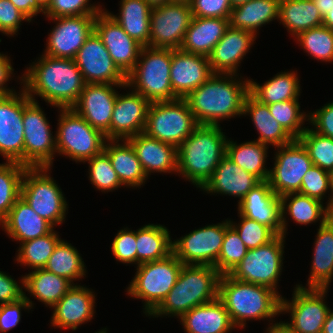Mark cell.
Wrapping results in <instances>:
<instances>
[{
    "mask_svg": "<svg viewBox=\"0 0 333 333\" xmlns=\"http://www.w3.org/2000/svg\"><path fill=\"white\" fill-rule=\"evenodd\" d=\"M39 56L18 76L19 84L33 101L40 97L50 107L72 108L86 85L75 60Z\"/></svg>",
    "mask_w": 333,
    "mask_h": 333,
    "instance_id": "6da1fadb",
    "label": "cell"
},
{
    "mask_svg": "<svg viewBox=\"0 0 333 333\" xmlns=\"http://www.w3.org/2000/svg\"><path fill=\"white\" fill-rule=\"evenodd\" d=\"M248 94V77L213 73L184 99L199 125H221L224 120L242 116Z\"/></svg>",
    "mask_w": 333,
    "mask_h": 333,
    "instance_id": "7a4b0ae2",
    "label": "cell"
},
{
    "mask_svg": "<svg viewBox=\"0 0 333 333\" xmlns=\"http://www.w3.org/2000/svg\"><path fill=\"white\" fill-rule=\"evenodd\" d=\"M218 299L224 304L233 325L245 329L246 321L268 320L281 315V296L271 288L247 283L223 274L219 281Z\"/></svg>",
    "mask_w": 333,
    "mask_h": 333,
    "instance_id": "3957f363",
    "label": "cell"
},
{
    "mask_svg": "<svg viewBox=\"0 0 333 333\" xmlns=\"http://www.w3.org/2000/svg\"><path fill=\"white\" fill-rule=\"evenodd\" d=\"M225 134L221 125H198L177 148L178 176L200 190L226 156Z\"/></svg>",
    "mask_w": 333,
    "mask_h": 333,
    "instance_id": "277c9868",
    "label": "cell"
},
{
    "mask_svg": "<svg viewBox=\"0 0 333 333\" xmlns=\"http://www.w3.org/2000/svg\"><path fill=\"white\" fill-rule=\"evenodd\" d=\"M221 275L214 266L183 264L175 285L150 318L180 319L192 308L216 300Z\"/></svg>",
    "mask_w": 333,
    "mask_h": 333,
    "instance_id": "5b68a950",
    "label": "cell"
},
{
    "mask_svg": "<svg viewBox=\"0 0 333 333\" xmlns=\"http://www.w3.org/2000/svg\"><path fill=\"white\" fill-rule=\"evenodd\" d=\"M171 62L172 49L142 47L134 69L126 76V85L149 102L178 99L171 86Z\"/></svg>",
    "mask_w": 333,
    "mask_h": 333,
    "instance_id": "8992f818",
    "label": "cell"
},
{
    "mask_svg": "<svg viewBox=\"0 0 333 333\" xmlns=\"http://www.w3.org/2000/svg\"><path fill=\"white\" fill-rule=\"evenodd\" d=\"M183 263L173 254L136 267L135 276L126 288L130 298L142 300L146 317L162 303L175 285Z\"/></svg>",
    "mask_w": 333,
    "mask_h": 333,
    "instance_id": "52a82bcc",
    "label": "cell"
},
{
    "mask_svg": "<svg viewBox=\"0 0 333 333\" xmlns=\"http://www.w3.org/2000/svg\"><path fill=\"white\" fill-rule=\"evenodd\" d=\"M58 113L55 132L57 155L84 164L104 150L106 136L73 108H58Z\"/></svg>",
    "mask_w": 333,
    "mask_h": 333,
    "instance_id": "ba28073f",
    "label": "cell"
},
{
    "mask_svg": "<svg viewBox=\"0 0 333 333\" xmlns=\"http://www.w3.org/2000/svg\"><path fill=\"white\" fill-rule=\"evenodd\" d=\"M51 169L27 167L22 177L21 197L55 228L65 222L69 206L60 185L51 177Z\"/></svg>",
    "mask_w": 333,
    "mask_h": 333,
    "instance_id": "9c48e42d",
    "label": "cell"
},
{
    "mask_svg": "<svg viewBox=\"0 0 333 333\" xmlns=\"http://www.w3.org/2000/svg\"><path fill=\"white\" fill-rule=\"evenodd\" d=\"M198 125L187 101L178 98L150 102L143 132L149 137L178 148Z\"/></svg>",
    "mask_w": 333,
    "mask_h": 333,
    "instance_id": "30bf717a",
    "label": "cell"
},
{
    "mask_svg": "<svg viewBox=\"0 0 333 333\" xmlns=\"http://www.w3.org/2000/svg\"><path fill=\"white\" fill-rule=\"evenodd\" d=\"M46 115L23 89L24 165L27 167L53 168L57 156L56 134H52Z\"/></svg>",
    "mask_w": 333,
    "mask_h": 333,
    "instance_id": "8fae6325",
    "label": "cell"
},
{
    "mask_svg": "<svg viewBox=\"0 0 333 333\" xmlns=\"http://www.w3.org/2000/svg\"><path fill=\"white\" fill-rule=\"evenodd\" d=\"M285 238L283 234L277 235L269 243L247 250L229 275L239 281L267 286L282 297L278 287L284 266Z\"/></svg>",
    "mask_w": 333,
    "mask_h": 333,
    "instance_id": "7c38bea8",
    "label": "cell"
},
{
    "mask_svg": "<svg viewBox=\"0 0 333 333\" xmlns=\"http://www.w3.org/2000/svg\"><path fill=\"white\" fill-rule=\"evenodd\" d=\"M329 288H302L295 286L292 299L281 297V314L290 315L282 321L293 333H322L330 311L326 301Z\"/></svg>",
    "mask_w": 333,
    "mask_h": 333,
    "instance_id": "4fadbf2b",
    "label": "cell"
},
{
    "mask_svg": "<svg viewBox=\"0 0 333 333\" xmlns=\"http://www.w3.org/2000/svg\"><path fill=\"white\" fill-rule=\"evenodd\" d=\"M274 149L275 161L267 179L271 189L279 197L299 192L304 175L313 166L307 150L298 139Z\"/></svg>",
    "mask_w": 333,
    "mask_h": 333,
    "instance_id": "5bb4252c",
    "label": "cell"
},
{
    "mask_svg": "<svg viewBox=\"0 0 333 333\" xmlns=\"http://www.w3.org/2000/svg\"><path fill=\"white\" fill-rule=\"evenodd\" d=\"M225 220L199 227L173 239L172 253L185 265L214 266L221 252Z\"/></svg>",
    "mask_w": 333,
    "mask_h": 333,
    "instance_id": "9a60e30c",
    "label": "cell"
},
{
    "mask_svg": "<svg viewBox=\"0 0 333 333\" xmlns=\"http://www.w3.org/2000/svg\"><path fill=\"white\" fill-rule=\"evenodd\" d=\"M192 19L190 5L167 3L151 9L149 47L180 49Z\"/></svg>",
    "mask_w": 333,
    "mask_h": 333,
    "instance_id": "2e32d148",
    "label": "cell"
},
{
    "mask_svg": "<svg viewBox=\"0 0 333 333\" xmlns=\"http://www.w3.org/2000/svg\"><path fill=\"white\" fill-rule=\"evenodd\" d=\"M96 15L49 18L54 24L48 33L42 54L52 57L74 59L86 39L95 30Z\"/></svg>",
    "mask_w": 333,
    "mask_h": 333,
    "instance_id": "e0dca14e",
    "label": "cell"
},
{
    "mask_svg": "<svg viewBox=\"0 0 333 333\" xmlns=\"http://www.w3.org/2000/svg\"><path fill=\"white\" fill-rule=\"evenodd\" d=\"M19 89L0 96V155L24 165L23 87Z\"/></svg>",
    "mask_w": 333,
    "mask_h": 333,
    "instance_id": "ac0fdd59",
    "label": "cell"
},
{
    "mask_svg": "<svg viewBox=\"0 0 333 333\" xmlns=\"http://www.w3.org/2000/svg\"><path fill=\"white\" fill-rule=\"evenodd\" d=\"M74 60L86 84H126V76L114 64L95 30L86 39Z\"/></svg>",
    "mask_w": 333,
    "mask_h": 333,
    "instance_id": "d6986e66",
    "label": "cell"
},
{
    "mask_svg": "<svg viewBox=\"0 0 333 333\" xmlns=\"http://www.w3.org/2000/svg\"><path fill=\"white\" fill-rule=\"evenodd\" d=\"M119 88L126 90L128 86L126 84H86L77 103L72 107L107 139H110V122Z\"/></svg>",
    "mask_w": 333,
    "mask_h": 333,
    "instance_id": "ffe728a7",
    "label": "cell"
},
{
    "mask_svg": "<svg viewBox=\"0 0 333 333\" xmlns=\"http://www.w3.org/2000/svg\"><path fill=\"white\" fill-rule=\"evenodd\" d=\"M95 31L114 64L127 76L134 69L143 46L131 38L105 9L96 15Z\"/></svg>",
    "mask_w": 333,
    "mask_h": 333,
    "instance_id": "44dd1931",
    "label": "cell"
},
{
    "mask_svg": "<svg viewBox=\"0 0 333 333\" xmlns=\"http://www.w3.org/2000/svg\"><path fill=\"white\" fill-rule=\"evenodd\" d=\"M84 285H73L51 308L50 326L75 331L82 324L91 322L96 313V295Z\"/></svg>",
    "mask_w": 333,
    "mask_h": 333,
    "instance_id": "7402d4cb",
    "label": "cell"
},
{
    "mask_svg": "<svg viewBox=\"0 0 333 333\" xmlns=\"http://www.w3.org/2000/svg\"><path fill=\"white\" fill-rule=\"evenodd\" d=\"M128 88L127 93L118 92L110 122V139L127 140L145 129L150 102Z\"/></svg>",
    "mask_w": 333,
    "mask_h": 333,
    "instance_id": "603a6c76",
    "label": "cell"
},
{
    "mask_svg": "<svg viewBox=\"0 0 333 333\" xmlns=\"http://www.w3.org/2000/svg\"><path fill=\"white\" fill-rule=\"evenodd\" d=\"M256 38L257 36L251 32L229 26L209 56L212 72L240 75L238 68L241 61L250 52L251 47H254Z\"/></svg>",
    "mask_w": 333,
    "mask_h": 333,
    "instance_id": "cb8c5ba5",
    "label": "cell"
},
{
    "mask_svg": "<svg viewBox=\"0 0 333 333\" xmlns=\"http://www.w3.org/2000/svg\"><path fill=\"white\" fill-rule=\"evenodd\" d=\"M238 214L269 227L276 235L282 234L281 198L261 181L237 203Z\"/></svg>",
    "mask_w": 333,
    "mask_h": 333,
    "instance_id": "d4e9b609",
    "label": "cell"
},
{
    "mask_svg": "<svg viewBox=\"0 0 333 333\" xmlns=\"http://www.w3.org/2000/svg\"><path fill=\"white\" fill-rule=\"evenodd\" d=\"M213 74L209 57L172 49L170 80L174 94L185 98Z\"/></svg>",
    "mask_w": 333,
    "mask_h": 333,
    "instance_id": "484cf974",
    "label": "cell"
},
{
    "mask_svg": "<svg viewBox=\"0 0 333 333\" xmlns=\"http://www.w3.org/2000/svg\"><path fill=\"white\" fill-rule=\"evenodd\" d=\"M260 182L256 176L243 170L225 156L200 191L210 195L232 196L238 198L237 202H240Z\"/></svg>",
    "mask_w": 333,
    "mask_h": 333,
    "instance_id": "4316f807",
    "label": "cell"
},
{
    "mask_svg": "<svg viewBox=\"0 0 333 333\" xmlns=\"http://www.w3.org/2000/svg\"><path fill=\"white\" fill-rule=\"evenodd\" d=\"M127 140L134 148L148 178L152 173L177 175L178 154L175 146L149 137L144 132Z\"/></svg>",
    "mask_w": 333,
    "mask_h": 333,
    "instance_id": "83f0119b",
    "label": "cell"
},
{
    "mask_svg": "<svg viewBox=\"0 0 333 333\" xmlns=\"http://www.w3.org/2000/svg\"><path fill=\"white\" fill-rule=\"evenodd\" d=\"M307 284L302 288H330L333 281V216L317 229Z\"/></svg>",
    "mask_w": 333,
    "mask_h": 333,
    "instance_id": "f1b7e54d",
    "label": "cell"
},
{
    "mask_svg": "<svg viewBox=\"0 0 333 333\" xmlns=\"http://www.w3.org/2000/svg\"><path fill=\"white\" fill-rule=\"evenodd\" d=\"M0 227L12 241L15 240L19 244L44 236L56 229L36 214L21 196L1 221Z\"/></svg>",
    "mask_w": 333,
    "mask_h": 333,
    "instance_id": "f546056e",
    "label": "cell"
},
{
    "mask_svg": "<svg viewBox=\"0 0 333 333\" xmlns=\"http://www.w3.org/2000/svg\"><path fill=\"white\" fill-rule=\"evenodd\" d=\"M282 234L286 237L290 216L291 221L299 225L316 224L323 225L333 211L322 201L302 195L300 193H288L281 197ZM325 204V205H324ZM288 218V219H287Z\"/></svg>",
    "mask_w": 333,
    "mask_h": 333,
    "instance_id": "4dcf8cb0",
    "label": "cell"
},
{
    "mask_svg": "<svg viewBox=\"0 0 333 333\" xmlns=\"http://www.w3.org/2000/svg\"><path fill=\"white\" fill-rule=\"evenodd\" d=\"M111 165L124 187L136 189L149 179L128 140L107 139L104 146Z\"/></svg>",
    "mask_w": 333,
    "mask_h": 333,
    "instance_id": "1f68e13d",
    "label": "cell"
},
{
    "mask_svg": "<svg viewBox=\"0 0 333 333\" xmlns=\"http://www.w3.org/2000/svg\"><path fill=\"white\" fill-rule=\"evenodd\" d=\"M178 320L185 333H231L236 328L218 298L192 308Z\"/></svg>",
    "mask_w": 333,
    "mask_h": 333,
    "instance_id": "d6a6232c",
    "label": "cell"
},
{
    "mask_svg": "<svg viewBox=\"0 0 333 333\" xmlns=\"http://www.w3.org/2000/svg\"><path fill=\"white\" fill-rule=\"evenodd\" d=\"M229 26V18L192 17L180 49L209 57Z\"/></svg>",
    "mask_w": 333,
    "mask_h": 333,
    "instance_id": "836d02e7",
    "label": "cell"
},
{
    "mask_svg": "<svg viewBox=\"0 0 333 333\" xmlns=\"http://www.w3.org/2000/svg\"><path fill=\"white\" fill-rule=\"evenodd\" d=\"M242 115L250 117L259 134L256 140L263 145L278 148L294 140L272 116L268 105L260 103L250 93L245 98Z\"/></svg>",
    "mask_w": 333,
    "mask_h": 333,
    "instance_id": "e575fe53",
    "label": "cell"
},
{
    "mask_svg": "<svg viewBox=\"0 0 333 333\" xmlns=\"http://www.w3.org/2000/svg\"><path fill=\"white\" fill-rule=\"evenodd\" d=\"M279 9L280 0H250L232 8L229 24L257 36L261 27L279 21Z\"/></svg>",
    "mask_w": 333,
    "mask_h": 333,
    "instance_id": "d590c367",
    "label": "cell"
},
{
    "mask_svg": "<svg viewBox=\"0 0 333 333\" xmlns=\"http://www.w3.org/2000/svg\"><path fill=\"white\" fill-rule=\"evenodd\" d=\"M297 70L278 72L263 84L249 79V93L260 103H273L299 99L301 84Z\"/></svg>",
    "mask_w": 333,
    "mask_h": 333,
    "instance_id": "8d00e7d4",
    "label": "cell"
},
{
    "mask_svg": "<svg viewBox=\"0 0 333 333\" xmlns=\"http://www.w3.org/2000/svg\"><path fill=\"white\" fill-rule=\"evenodd\" d=\"M119 13L113 14L104 9L113 17L123 30L143 47H149L150 12L152 7L145 0H121Z\"/></svg>",
    "mask_w": 333,
    "mask_h": 333,
    "instance_id": "74e56055",
    "label": "cell"
},
{
    "mask_svg": "<svg viewBox=\"0 0 333 333\" xmlns=\"http://www.w3.org/2000/svg\"><path fill=\"white\" fill-rule=\"evenodd\" d=\"M68 279L43 269L31 270L24 275V292L52 308L73 286Z\"/></svg>",
    "mask_w": 333,
    "mask_h": 333,
    "instance_id": "f35d334b",
    "label": "cell"
},
{
    "mask_svg": "<svg viewBox=\"0 0 333 333\" xmlns=\"http://www.w3.org/2000/svg\"><path fill=\"white\" fill-rule=\"evenodd\" d=\"M267 145H263L257 140L237 143V141L227 140L226 156L243 170L256 176L260 181H266L269 177L267 168L268 156Z\"/></svg>",
    "mask_w": 333,
    "mask_h": 333,
    "instance_id": "ab89813d",
    "label": "cell"
},
{
    "mask_svg": "<svg viewBox=\"0 0 333 333\" xmlns=\"http://www.w3.org/2000/svg\"><path fill=\"white\" fill-rule=\"evenodd\" d=\"M165 225L149 223L136 229L137 266L172 253V236Z\"/></svg>",
    "mask_w": 333,
    "mask_h": 333,
    "instance_id": "60d3db41",
    "label": "cell"
},
{
    "mask_svg": "<svg viewBox=\"0 0 333 333\" xmlns=\"http://www.w3.org/2000/svg\"><path fill=\"white\" fill-rule=\"evenodd\" d=\"M278 22L294 39L305 30L322 26L323 17L312 0H280Z\"/></svg>",
    "mask_w": 333,
    "mask_h": 333,
    "instance_id": "b9f144b4",
    "label": "cell"
},
{
    "mask_svg": "<svg viewBox=\"0 0 333 333\" xmlns=\"http://www.w3.org/2000/svg\"><path fill=\"white\" fill-rule=\"evenodd\" d=\"M44 269L68 279L74 285H78L74 282L85 278L87 273L80 252L64 239L57 244Z\"/></svg>",
    "mask_w": 333,
    "mask_h": 333,
    "instance_id": "7bdbcfd3",
    "label": "cell"
},
{
    "mask_svg": "<svg viewBox=\"0 0 333 333\" xmlns=\"http://www.w3.org/2000/svg\"><path fill=\"white\" fill-rule=\"evenodd\" d=\"M54 229L41 237L20 243L16 251L15 263L26 266L30 270L43 269L57 244L62 240Z\"/></svg>",
    "mask_w": 333,
    "mask_h": 333,
    "instance_id": "ee69618b",
    "label": "cell"
},
{
    "mask_svg": "<svg viewBox=\"0 0 333 333\" xmlns=\"http://www.w3.org/2000/svg\"><path fill=\"white\" fill-rule=\"evenodd\" d=\"M26 168L13 161L0 163V223L21 196V182Z\"/></svg>",
    "mask_w": 333,
    "mask_h": 333,
    "instance_id": "f6af8a7d",
    "label": "cell"
},
{
    "mask_svg": "<svg viewBox=\"0 0 333 333\" xmlns=\"http://www.w3.org/2000/svg\"><path fill=\"white\" fill-rule=\"evenodd\" d=\"M304 53L318 62L333 63V30L319 26L305 30L294 38Z\"/></svg>",
    "mask_w": 333,
    "mask_h": 333,
    "instance_id": "bcb514c9",
    "label": "cell"
},
{
    "mask_svg": "<svg viewBox=\"0 0 333 333\" xmlns=\"http://www.w3.org/2000/svg\"><path fill=\"white\" fill-rule=\"evenodd\" d=\"M272 116L280 123L285 131L293 138L298 139L308 126L309 113L301 110L299 99L287 100L268 105Z\"/></svg>",
    "mask_w": 333,
    "mask_h": 333,
    "instance_id": "7dc6e473",
    "label": "cell"
},
{
    "mask_svg": "<svg viewBox=\"0 0 333 333\" xmlns=\"http://www.w3.org/2000/svg\"><path fill=\"white\" fill-rule=\"evenodd\" d=\"M307 150L313 165L329 173L333 171V139L322 136L309 126L298 138Z\"/></svg>",
    "mask_w": 333,
    "mask_h": 333,
    "instance_id": "c3c4849f",
    "label": "cell"
},
{
    "mask_svg": "<svg viewBox=\"0 0 333 333\" xmlns=\"http://www.w3.org/2000/svg\"><path fill=\"white\" fill-rule=\"evenodd\" d=\"M88 166V180L97 191L112 192L124 187L111 165L107 153L103 150L86 161Z\"/></svg>",
    "mask_w": 333,
    "mask_h": 333,
    "instance_id": "681fc988",
    "label": "cell"
},
{
    "mask_svg": "<svg viewBox=\"0 0 333 333\" xmlns=\"http://www.w3.org/2000/svg\"><path fill=\"white\" fill-rule=\"evenodd\" d=\"M247 250L238 233L230 226L228 218L225 219V235L214 267L222 275L229 274L242 261Z\"/></svg>",
    "mask_w": 333,
    "mask_h": 333,
    "instance_id": "f907efd6",
    "label": "cell"
},
{
    "mask_svg": "<svg viewBox=\"0 0 333 333\" xmlns=\"http://www.w3.org/2000/svg\"><path fill=\"white\" fill-rule=\"evenodd\" d=\"M239 222L229 220L248 250L258 248L272 241L277 235L267 226L238 214Z\"/></svg>",
    "mask_w": 333,
    "mask_h": 333,
    "instance_id": "816d5d0a",
    "label": "cell"
},
{
    "mask_svg": "<svg viewBox=\"0 0 333 333\" xmlns=\"http://www.w3.org/2000/svg\"><path fill=\"white\" fill-rule=\"evenodd\" d=\"M298 193L318 199L322 202L328 197L325 203L332 210L330 173L322 170L320 167L313 165L307 171L302 179L301 189ZM326 194H328V196Z\"/></svg>",
    "mask_w": 333,
    "mask_h": 333,
    "instance_id": "f5cc1de1",
    "label": "cell"
},
{
    "mask_svg": "<svg viewBox=\"0 0 333 333\" xmlns=\"http://www.w3.org/2000/svg\"><path fill=\"white\" fill-rule=\"evenodd\" d=\"M102 6L98 2L91 4L90 0H52L43 15L46 18L97 15L104 9Z\"/></svg>",
    "mask_w": 333,
    "mask_h": 333,
    "instance_id": "db71d44e",
    "label": "cell"
},
{
    "mask_svg": "<svg viewBox=\"0 0 333 333\" xmlns=\"http://www.w3.org/2000/svg\"><path fill=\"white\" fill-rule=\"evenodd\" d=\"M136 230L123 227L118 230L112 243L111 254L122 264H134L137 267Z\"/></svg>",
    "mask_w": 333,
    "mask_h": 333,
    "instance_id": "11a10c76",
    "label": "cell"
},
{
    "mask_svg": "<svg viewBox=\"0 0 333 333\" xmlns=\"http://www.w3.org/2000/svg\"><path fill=\"white\" fill-rule=\"evenodd\" d=\"M34 309V301L24 293V298L17 302L0 304V333H7L21 321L22 312Z\"/></svg>",
    "mask_w": 333,
    "mask_h": 333,
    "instance_id": "9f6ffc18",
    "label": "cell"
},
{
    "mask_svg": "<svg viewBox=\"0 0 333 333\" xmlns=\"http://www.w3.org/2000/svg\"><path fill=\"white\" fill-rule=\"evenodd\" d=\"M22 21L31 22L10 0H0V31L2 36H17L21 25H23Z\"/></svg>",
    "mask_w": 333,
    "mask_h": 333,
    "instance_id": "6f0895ef",
    "label": "cell"
},
{
    "mask_svg": "<svg viewBox=\"0 0 333 333\" xmlns=\"http://www.w3.org/2000/svg\"><path fill=\"white\" fill-rule=\"evenodd\" d=\"M230 0H191L192 17L230 18Z\"/></svg>",
    "mask_w": 333,
    "mask_h": 333,
    "instance_id": "680465c9",
    "label": "cell"
},
{
    "mask_svg": "<svg viewBox=\"0 0 333 333\" xmlns=\"http://www.w3.org/2000/svg\"><path fill=\"white\" fill-rule=\"evenodd\" d=\"M308 123L316 133L333 139V101L327 102L316 111H308Z\"/></svg>",
    "mask_w": 333,
    "mask_h": 333,
    "instance_id": "91938a15",
    "label": "cell"
},
{
    "mask_svg": "<svg viewBox=\"0 0 333 333\" xmlns=\"http://www.w3.org/2000/svg\"><path fill=\"white\" fill-rule=\"evenodd\" d=\"M0 271V304L13 303L24 298V275L16 281L14 277Z\"/></svg>",
    "mask_w": 333,
    "mask_h": 333,
    "instance_id": "94428289",
    "label": "cell"
},
{
    "mask_svg": "<svg viewBox=\"0 0 333 333\" xmlns=\"http://www.w3.org/2000/svg\"><path fill=\"white\" fill-rule=\"evenodd\" d=\"M10 56L0 52V96L1 95H10L16 92V89L8 87V82L13 80L15 77L13 62H11Z\"/></svg>",
    "mask_w": 333,
    "mask_h": 333,
    "instance_id": "6125c7cd",
    "label": "cell"
},
{
    "mask_svg": "<svg viewBox=\"0 0 333 333\" xmlns=\"http://www.w3.org/2000/svg\"><path fill=\"white\" fill-rule=\"evenodd\" d=\"M17 9L25 14L31 22L34 21V17L43 12L34 4L33 0H10Z\"/></svg>",
    "mask_w": 333,
    "mask_h": 333,
    "instance_id": "be15d7a7",
    "label": "cell"
},
{
    "mask_svg": "<svg viewBox=\"0 0 333 333\" xmlns=\"http://www.w3.org/2000/svg\"><path fill=\"white\" fill-rule=\"evenodd\" d=\"M263 333H293L281 320L269 325Z\"/></svg>",
    "mask_w": 333,
    "mask_h": 333,
    "instance_id": "e7e4bbea",
    "label": "cell"
},
{
    "mask_svg": "<svg viewBox=\"0 0 333 333\" xmlns=\"http://www.w3.org/2000/svg\"><path fill=\"white\" fill-rule=\"evenodd\" d=\"M312 2L318 8L322 17H324L333 6V0H312Z\"/></svg>",
    "mask_w": 333,
    "mask_h": 333,
    "instance_id": "03108f58",
    "label": "cell"
},
{
    "mask_svg": "<svg viewBox=\"0 0 333 333\" xmlns=\"http://www.w3.org/2000/svg\"><path fill=\"white\" fill-rule=\"evenodd\" d=\"M322 333H333V309H330L325 319Z\"/></svg>",
    "mask_w": 333,
    "mask_h": 333,
    "instance_id": "003e7915",
    "label": "cell"
},
{
    "mask_svg": "<svg viewBox=\"0 0 333 333\" xmlns=\"http://www.w3.org/2000/svg\"><path fill=\"white\" fill-rule=\"evenodd\" d=\"M322 25L333 30V6L323 17Z\"/></svg>",
    "mask_w": 333,
    "mask_h": 333,
    "instance_id": "a7ac6f4b",
    "label": "cell"
},
{
    "mask_svg": "<svg viewBox=\"0 0 333 333\" xmlns=\"http://www.w3.org/2000/svg\"><path fill=\"white\" fill-rule=\"evenodd\" d=\"M34 4L44 13L52 0H33Z\"/></svg>",
    "mask_w": 333,
    "mask_h": 333,
    "instance_id": "89a4df30",
    "label": "cell"
},
{
    "mask_svg": "<svg viewBox=\"0 0 333 333\" xmlns=\"http://www.w3.org/2000/svg\"><path fill=\"white\" fill-rule=\"evenodd\" d=\"M152 8L169 3V0H145Z\"/></svg>",
    "mask_w": 333,
    "mask_h": 333,
    "instance_id": "2644e50d",
    "label": "cell"
},
{
    "mask_svg": "<svg viewBox=\"0 0 333 333\" xmlns=\"http://www.w3.org/2000/svg\"><path fill=\"white\" fill-rule=\"evenodd\" d=\"M169 3H177V4H187V5H190L191 0H169Z\"/></svg>",
    "mask_w": 333,
    "mask_h": 333,
    "instance_id": "8c879c8a",
    "label": "cell"
},
{
    "mask_svg": "<svg viewBox=\"0 0 333 333\" xmlns=\"http://www.w3.org/2000/svg\"><path fill=\"white\" fill-rule=\"evenodd\" d=\"M230 1H231L232 7H235L237 5H240V4L250 1V0H230Z\"/></svg>",
    "mask_w": 333,
    "mask_h": 333,
    "instance_id": "753ad0ef",
    "label": "cell"
},
{
    "mask_svg": "<svg viewBox=\"0 0 333 333\" xmlns=\"http://www.w3.org/2000/svg\"><path fill=\"white\" fill-rule=\"evenodd\" d=\"M330 180H331L332 211H333V171L330 173Z\"/></svg>",
    "mask_w": 333,
    "mask_h": 333,
    "instance_id": "34e18365",
    "label": "cell"
},
{
    "mask_svg": "<svg viewBox=\"0 0 333 333\" xmlns=\"http://www.w3.org/2000/svg\"><path fill=\"white\" fill-rule=\"evenodd\" d=\"M95 333H108V331H107V328L105 327L103 329L101 328V330H99V331H97Z\"/></svg>",
    "mask_w": 333,
    "mask_h": 333,
    "instance_id": "11e5206c",
    "label": "cell"
}]
</instances>
